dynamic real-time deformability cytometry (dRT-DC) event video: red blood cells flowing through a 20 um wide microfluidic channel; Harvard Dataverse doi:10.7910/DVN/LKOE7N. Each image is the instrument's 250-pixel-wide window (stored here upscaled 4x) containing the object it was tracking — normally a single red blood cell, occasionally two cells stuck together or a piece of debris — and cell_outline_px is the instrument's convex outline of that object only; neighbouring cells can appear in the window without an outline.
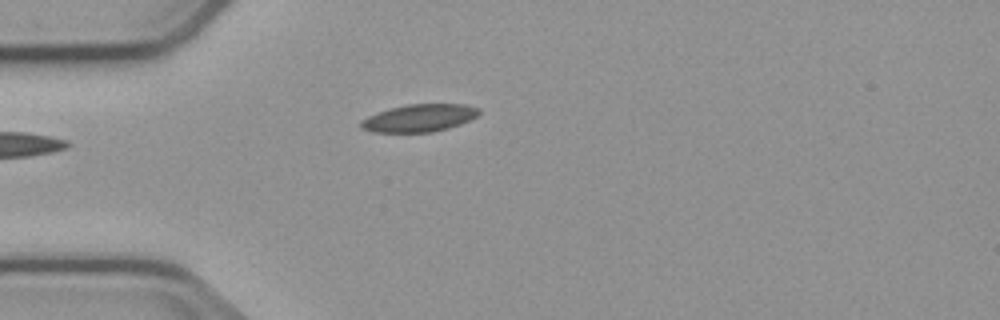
{"species": "common noctule bat (a hibernating species)", "species_latin": "Nyctalus noctula", "temperature_condition": "cold", "stored_images_in_passage": 3, "camera_frame_rate_fps": 3000, "um_per_image_px": 0.085, "animal": {"sex": "male", "body_mass_g": 23.1, "forearm_length_mm": 52.7}, "frame": {"image": 1, "passage_image": 3, "time_ms": 2.333, "image_size_px": [1000, 320], "cell_outline_px": [[480, 112], [476, 116], [460, 124], [448, 128], [432, 132], [372, 132], [360, 128], [360, 120], [376, 112], [408, 104], [464, 104], [480, 108]], "centroid_in_image_um": [35.61, 10.03], "position_along_channel_um": 49.4, "area_um2": 18.9}}